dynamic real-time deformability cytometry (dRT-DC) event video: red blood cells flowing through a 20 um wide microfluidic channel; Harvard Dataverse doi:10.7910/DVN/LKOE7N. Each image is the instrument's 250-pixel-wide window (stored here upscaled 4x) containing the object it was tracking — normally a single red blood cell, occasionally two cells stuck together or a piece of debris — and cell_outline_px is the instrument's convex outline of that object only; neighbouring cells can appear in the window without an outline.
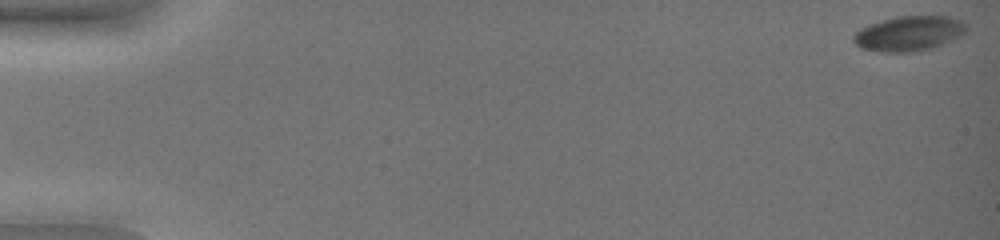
{"species": "common noctule bat (a hibernating species)", "species_latin": "Nyctalus noctula", "temperature_condition": "warm", "stored_images_in_passage": 16, "camera_frame_rate_fps": 3000, "um_per_image_px": 0.085, "animal": {"sex": "female", "body_mass_g": 19.0, "forearm_length_mm": 51.5}, "frame": {"image": 1, "passage_image": 1, "time_ms": 0.0, "image_size_px": [1000, 240], "cell_outline_px": [[968, 28], [960, 36], [932, 48], [912, 52], [884, 52], [860, 48], [852, 40], [852, 36], [860, 28], [868, 24], [896, 16], [948, 16], [960, 20], [968, 24]], "centroid_in_image_um": [77.24, 2.84], "position_along_channel_um": 7.8, "area_um2": 23.06}}
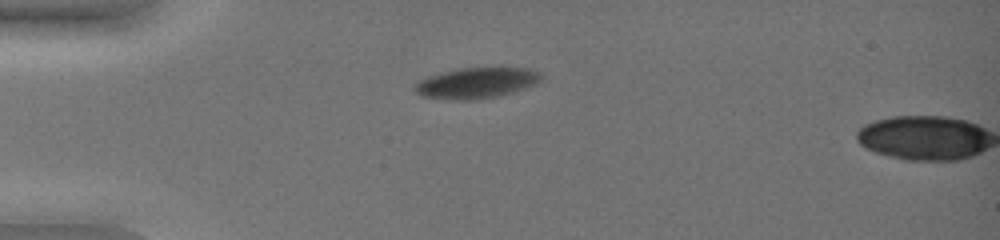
{"frame": {"image": 2, "passage_image": 15, "time_ms": 4.667, "image_size_px": [1000, 240], "cell_outline_px": [[544, 76], [536, 84], [500, 96], [472, 100], [448, 100], [424, 96], [416, 92], [416, 84], [420, 80], [428, 76], [456, 68], [500, 64], [528, 68], [540, 72]], "centroid_in_image_um": [40.59, 6.99], "position_along_channel_um": 44.4, "area_um2": 23.64}}